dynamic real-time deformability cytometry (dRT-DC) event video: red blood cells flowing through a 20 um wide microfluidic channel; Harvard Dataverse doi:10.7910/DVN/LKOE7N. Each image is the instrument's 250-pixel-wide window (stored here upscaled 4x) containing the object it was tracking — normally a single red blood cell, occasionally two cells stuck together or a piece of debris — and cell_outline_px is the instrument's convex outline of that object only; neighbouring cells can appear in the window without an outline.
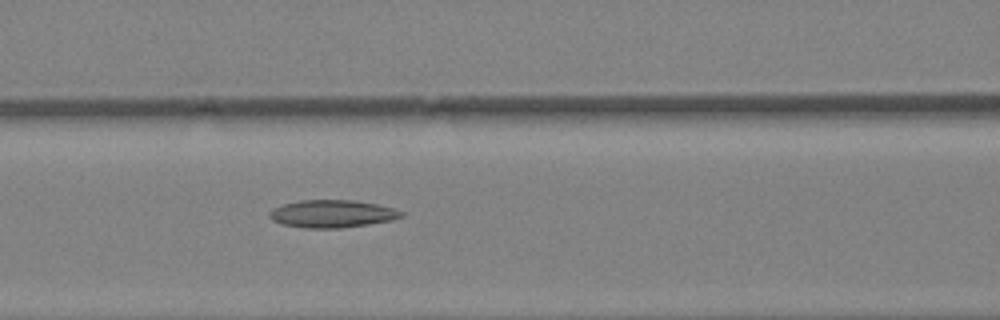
{"species": "Egyptian fruit bat (a non-hibernating species)", "species_latin": "Rousettus aegyptiacus", "temperature_condition": "warm", "stored_images_in_passage": 37, "camera_frame_rate_fps": 3000, "um_per_image_px": 0.085, "animal": {"sex": "female"}, "frame": {"image": 1, "passage_image": 16, "time_ms": 5.0, "image_size_px": [1000, 320], "cell_outline_px": [[404, 216], [392, 220], [368, 224], [340, 228], [304, 228], [280, 224], [272, 220], [268, 216], [268, 212], [272, 208], [284, 204], [300, 200], [352, 200], [376, 204], [392, 208], [404, 212]], "centroid_in_image_um": [28.19, 18.17], "position_along_channel_um": 138.4, "area_um2": 21.27}}
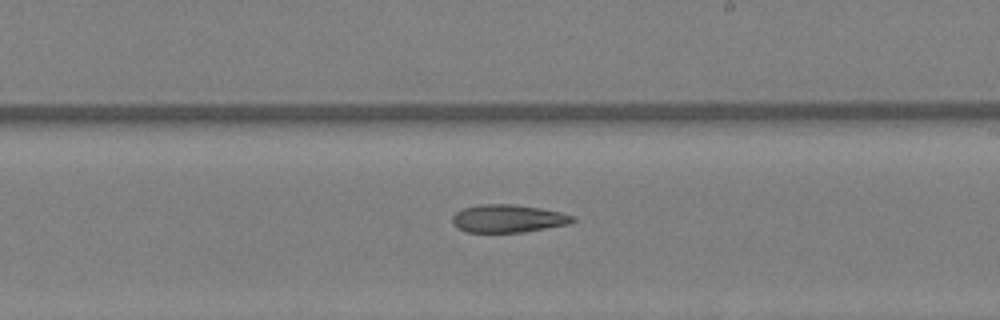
{"frame": {"image": 2, "passage_image": 22, "time_ms": 7.0, "image_size_px": [1000, 320], "cell_outline_px": [[576, 220], [568, 224], [524, 232], [468, 232], [456, 228], [452, 224], [452, 216], [456, 212], [464, 208], [480, 204], [512, 204], [540, 208], [560, 212], [576, 216]], "centroid_in_image_um": [43.17, 18.58], "position_along_channel_um": 245.8, "area_um2": 19.59}}
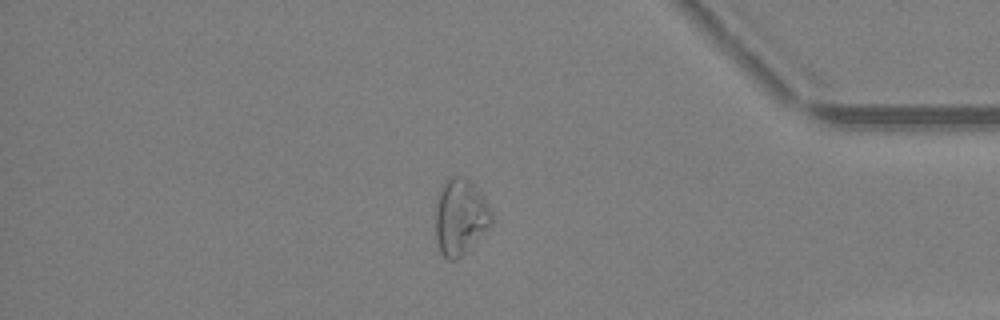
{"frame": {"image": 3, "passage_image": 32, "time_ms": 10.333, "image_size_px": [1000, 320], "cell_outline_px": [[492, 224], [456, 260], [448, 260], [440, 252], [436, 236], [436, 204], [440, 188], [448, 176], [464, 176], [484, 196], [492, 212]], "centroid_in_image_um": [39.12, 18.4], "position_along_channel_um": 396.1, "area_um2": 24.62}}